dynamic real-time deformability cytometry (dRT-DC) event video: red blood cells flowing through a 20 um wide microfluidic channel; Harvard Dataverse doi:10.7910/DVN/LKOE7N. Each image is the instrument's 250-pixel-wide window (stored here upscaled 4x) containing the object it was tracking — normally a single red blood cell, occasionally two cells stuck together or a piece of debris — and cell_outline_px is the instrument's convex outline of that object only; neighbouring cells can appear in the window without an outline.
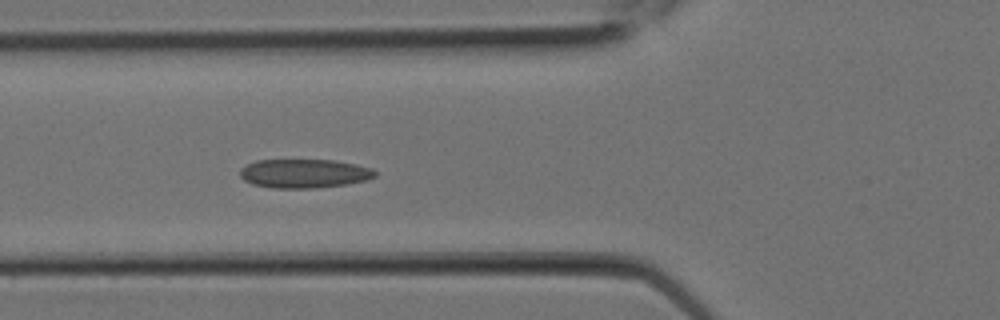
{"species": "Egyptian fruit bat (a non-hibernating species)", "species_latin": "Rousettus aegyptiacus", "temperature_condition": "room temperature", "stored_images_in_passage": 7, "camera_frame_rate_fps": 3000, "um_per_image_px": 0.085, "animal": {"sex": "female"}, "frame": {"image": 1, "passage_image": 7, "time_ms": 2.0, "image_size_px": [1000, 320], "cell_outline_px": [[376, 176], [364, 180], [348, 184], [316, 188], [272, 188], [252, 184], [244, 180], [240, 176], [240, 168], [256, 160], [332, 160], [356, 164], [372, 168], [376, 172]], "centroid_in_image_um": [25.84, 14.75], "position_along_channel_um": 100.0, "area_um2": 22.77}}